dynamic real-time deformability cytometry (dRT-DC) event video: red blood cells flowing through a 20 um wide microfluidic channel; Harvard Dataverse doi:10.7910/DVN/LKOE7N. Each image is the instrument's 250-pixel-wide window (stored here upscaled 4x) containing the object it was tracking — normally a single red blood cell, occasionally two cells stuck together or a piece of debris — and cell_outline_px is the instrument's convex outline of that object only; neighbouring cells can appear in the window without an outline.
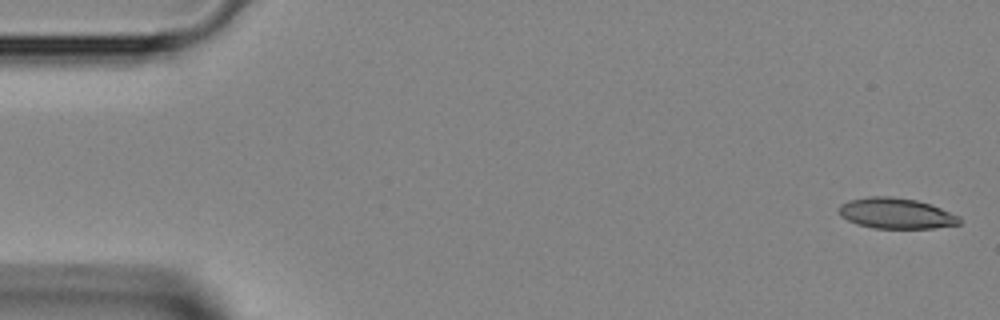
{"species": "Egyptian fruit bat (a non-hibernating species)", "species_latin": "Rousettus aegyptiacus", "temperature_condition": "room temperature", "stored_images_in_passage": 14, "camera_frame_rate_fps": 3000, "um_per_image_px": 0.085, "animal": {"sex": "female"}, "frame": {"image": 1, "passage_image": 1, "time_ms": 0.0, "image_size_px": [1000, 320], "cell_outline_px": [[960, 224], [932, 228], [872, 228], [856, 224], [840, 216], [840, 204], [848, 200], [868, 196], [892, 196], [916, 200], [940, 208], [960, 216]], "centroid_in_image_um": [76.14, 18.13], "position_along_channel_um": 8.9, "area_um2": 21.5}}
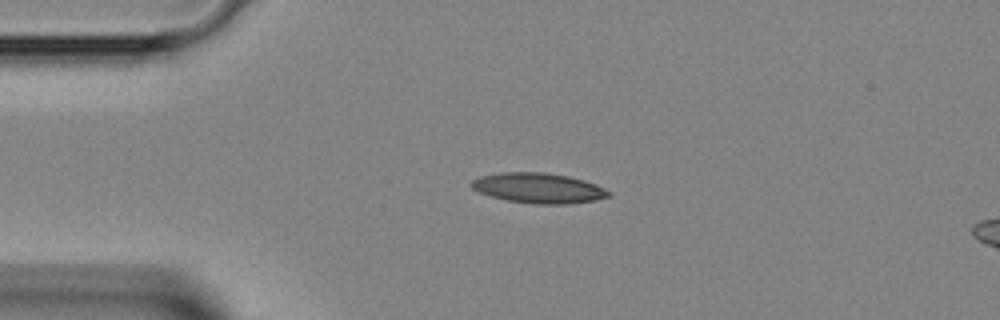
{"frame": {"image": 2, "passage_image": 10, "time_ms": 3.0, "image_size_px": [1000, 320], "cell_outline_px": [[612, 196], [592, 200], [568, 204], [536, 204], [508, 200], [492, 196], [480, 192], [472, 188], [468, 184], [472, 180], [480, 176], [504, 172], [540, 172], [568, 176], [584, 180], [604, 188], [612, 192]], "centroid_in_image_um": [45.77, 15.98], "position_along_channel_um": 39.2, "area_um2": 23.93}}